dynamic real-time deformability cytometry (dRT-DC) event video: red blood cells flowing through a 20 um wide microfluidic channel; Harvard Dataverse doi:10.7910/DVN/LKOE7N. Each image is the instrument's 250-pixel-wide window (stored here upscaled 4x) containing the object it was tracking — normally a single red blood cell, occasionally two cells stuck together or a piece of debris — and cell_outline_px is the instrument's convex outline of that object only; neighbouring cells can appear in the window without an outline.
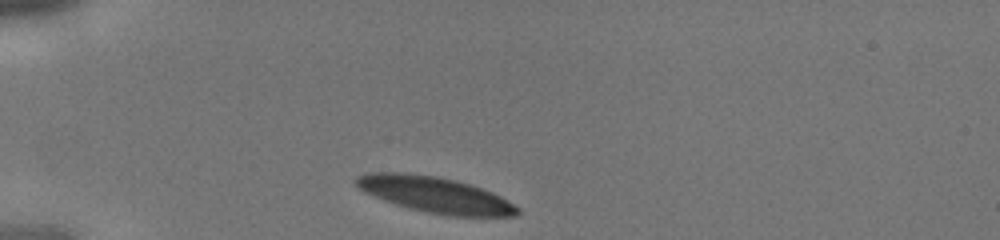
{"species": "human", "species_latin": "Homo sapiens", "temperature_condition": "cold", "stored_images_in_passage": 3, "camera_frame_rate_fps": 3000, "um_per_image_px": 0.085, "donor": {"sex": "male"}, "frame": {"image": 1, "passage_image": 1, "time_ms": 0.0, "image_size_px": [1000, 240], "cell_outline_px": [[520, 212], [516, 216], [452, 216], [428, 212], [396, 204], [384, 200], [364, 192], [352, 180], [356, 176], [368, 172], [400, 172], [436, 176], [456, 180], [492, 192], [500, 196], [520, 208]], "centroid_in_image_um": [36.96, 16.54], "position_along_channel_um": 48.0, "area_um2": 33.47}}
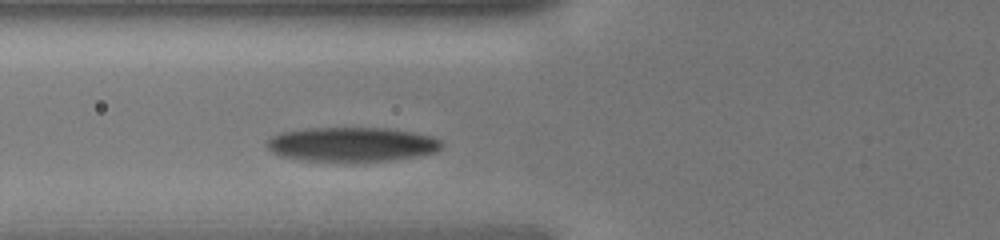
{"frame": {"image": 2, "passage_image": 3, "time_ms": 0.667, "image_size_px": [1000, 240], "cell_outline_px": [[444, 144], [436, 152], [416, 156], [384, 160], [304, 160], [280, 156], [272, 152], [264, 144], [264, 140], [280, 132], [304, 128], [388, 128], [412, 132], [432, 136], [440, 140]], "centroid_in_image_um": [29.85, 12.24], "position_along_channel_um": 95.9, "area_um2": 34.74}}